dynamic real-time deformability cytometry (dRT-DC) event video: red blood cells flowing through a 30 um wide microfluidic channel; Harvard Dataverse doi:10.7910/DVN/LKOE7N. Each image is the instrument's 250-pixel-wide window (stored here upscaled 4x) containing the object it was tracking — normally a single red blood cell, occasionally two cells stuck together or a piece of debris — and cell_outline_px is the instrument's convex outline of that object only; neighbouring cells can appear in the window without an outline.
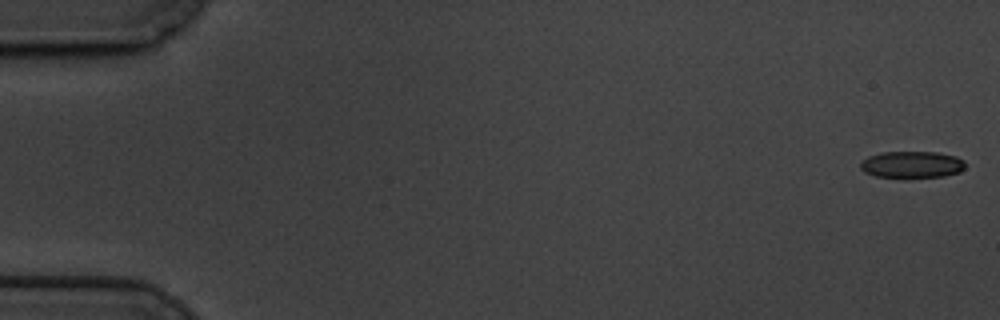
{"species": "common noctule bat (a hibernating species)", "species_latin": "Nyctalus noctula", "temperature_condition": "cold", "stored_images_in_passage": 60, "camera_frame_rate_fps": 3000, "um_per_image_px": 0.085, "animal": {"sex": "male", "body_mass_g": 19.5, "forearm_length_mm": 54.6}, "frame": {"image": 1, "passage_image": 1, "time_ms": 0.0, "image_size_px": [1000, 320], "cell_outline_px": [[964, 168], [960, 172], [944, 176], [876, 176], [864, 172], [860, 168], [860, 160], [868, 156], [880, 152], [936, 152], [956, 156], [964, 160]], "centroid_in_image_um": [77.49, 13.96], "position_along_channel_um": 7.5, "area_um2": 16.13}}
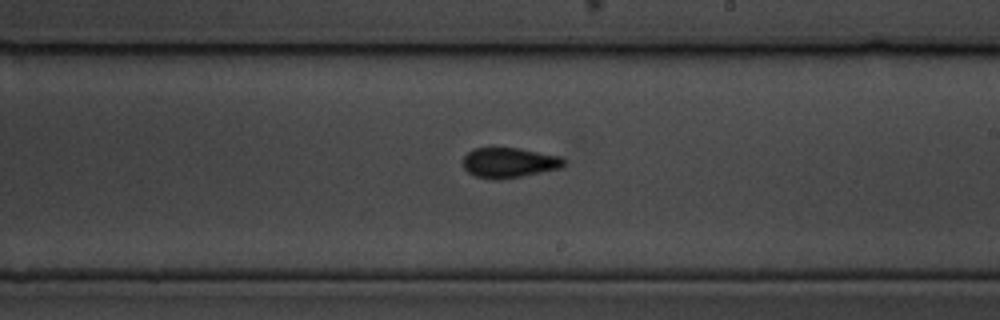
{"frame": {"image": 2, "passage_image": 35, "time_ms": 11.333, "image_size_px": [1000, 320], "cell_outline_px": [[564, 168], [520, 176], [496, 180], [492, 180], [476, 176], [468, 172], [464, 168], [464, 156], [468, 152], [476, 148], [520, 148], [560, 156], [564, 160]], "centroid_in_image_um": [43.29, 13.83], "position_along_channel_um": 245.7, "area_um2": 17.63}}
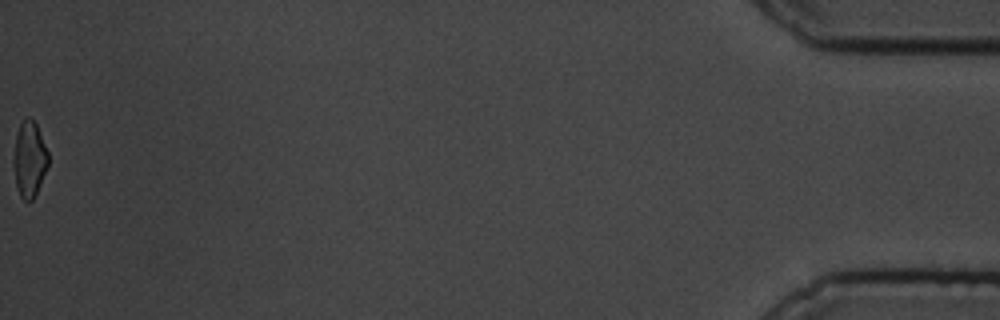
{"frame": {"image": 3, "passage_image": 60, "time_ms": 19.667, "image_size_px": [1000, 320], "cell_outline_px": [[48, 164], [36, 192], [32, 200], [28, 204], [20, 196], [16, 184], [12, 164], [12, 160], [16, 136], [20, 124], [24, 116], [28, 116], [36, 124], [48, 152]], "centroid_in_image_um": [2.47, 13.53], "position_along_channel_um": 432.7, "area_um2": 15.26}, "authors_computed_cell_mechanics": {"area_um2": 17.0799, "velocity_mm_per_s": 3.3931, "shape_relaxation_time_tau1_ms": 4.0213, "shape_relaxation_time_tau2_ms": 2.5673, "deformation_change_tau1": 0.0956, "deformation_change_tau2": 0.0888}}